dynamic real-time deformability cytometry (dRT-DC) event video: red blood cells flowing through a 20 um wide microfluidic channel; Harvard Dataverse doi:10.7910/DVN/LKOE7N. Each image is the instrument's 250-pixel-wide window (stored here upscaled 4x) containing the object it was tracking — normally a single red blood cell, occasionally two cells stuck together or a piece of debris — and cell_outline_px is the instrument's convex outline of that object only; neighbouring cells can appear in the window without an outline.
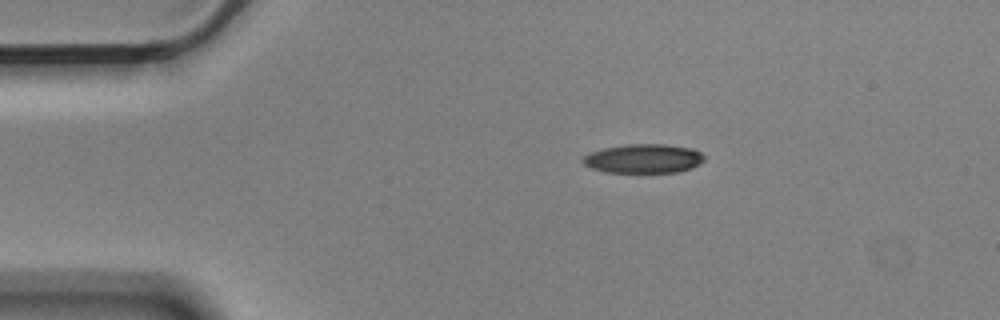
{"species": "Egyptian fruit bat (a non-hibernating species)", "species_latin": "Rousettus aegyptiacus", "temperature_condition": "cold", "stored_images_in_passage": 2, "camera_frame_rate_fps": 3000, "um_per_image_px": 0.085, "animal": {"sex": "male"}, "frame": {"image": 1, "passage_image": 1, "time_ms": 0.0, "image_size_px": [1000, 320], "cell_outline_px": [[704, 160], [700, 164], [692, 168], [680, 172], [604, 172], [592, 168], [584, 164], [580, 160], [584, 156], [592, 152], [604, 148], [628, 144], [664, 144], [692, 148], [700, 152], [704, 156]], "centroid_in_image_um": [54.72, 13.48], "position_along_channel_um": 30.3, "area_um2": 20.58}}